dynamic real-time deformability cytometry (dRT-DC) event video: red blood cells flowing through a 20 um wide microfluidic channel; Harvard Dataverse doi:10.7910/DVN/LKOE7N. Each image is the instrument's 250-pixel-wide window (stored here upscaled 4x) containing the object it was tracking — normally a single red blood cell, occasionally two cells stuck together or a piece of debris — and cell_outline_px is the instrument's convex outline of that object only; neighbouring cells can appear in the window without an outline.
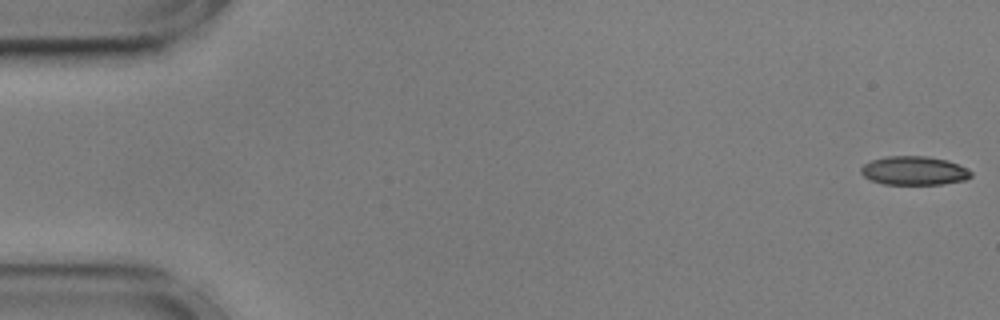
{"species": "common noctule bat (a hibernating species)", "species_latin": "Nyctalus noctula", "temperature_condition": "cold", "stored_images_in_passage": 56, "camera_frame_rate_fps": 3000, "um_per_image_px": 0.085, "animal": {"sex": "male", "body_mass_g": 17.9, "forearm_length_mm": 54.2}, "frame": {"image": 1, "passage_image": 1, "time_ms": 0.0, "image_size_px": [1000, 320], "cell_outline_px": [[972, 176], [964, 180], [944, 184], [884, 184], [872, 180], [864, 176], [860, 172], [860, 168], [864, 164], [872, 160], [888, 156], [928, 156], [948, 160], [972, 172]], "centroid_in_image_um": [77.69, 14.5], "position_along_channel_um": 7.3, "area_um2": 18.32}}
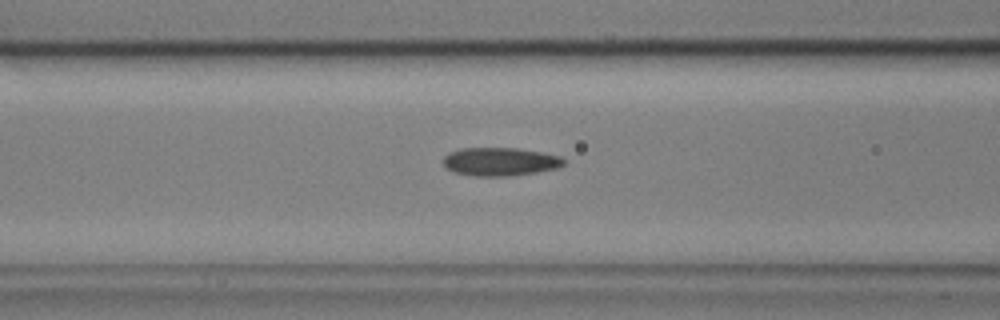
{"frame": {"image": 2, "passage_image": 22, "time_ms": 7.0, "image_size_px": [1000, 320], "cell_outline_px": [[564, 164], [560, 168], [536, 172], [508, 176], [476, 176], [452, 172], [444, 168], [444, 156], [448, 152], [460, 148], [516, 148], [540, 152], [560, 156], [564, 160]], "centroid_in_image_um": [42.47, 13.74], "position_along_channel_um": 124.1, "area_um2": 20.0}}
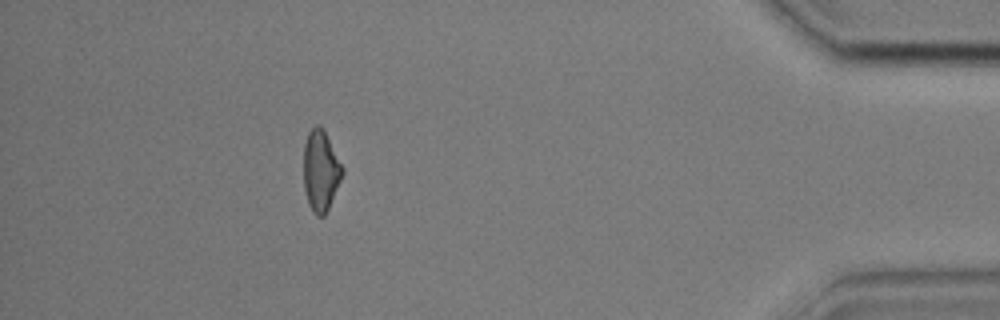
{"frame": {"image": 3, "passage_image": 50, "time_ms": 16.333, "image_size_px": [1000, 320], "cell_outline_px": [[344, 172], [328, 208], [324, 216], [316, 216], [312, 212], [308, 204], [304, 188], [304, 144], [308, 132], [316, 124], [320, 124], [324, 128], [344, 168]], "centroid_in_image_um": [27.26, 14.48], "position_along_channel_um": 407.9, "area_um2": 18.44}, "authors_computed_cell_mechanics": {"area_um2": 19.1029, "velocity_mm_per_s": 3.5913, "shape_relaxation_time_tau1_ms": 8.0261, "shape_relaxation_time_tau2_ms": 3.8913, "deformation_change_tau1": 0.1791, "deformation_change_tau2": 0.1242}}